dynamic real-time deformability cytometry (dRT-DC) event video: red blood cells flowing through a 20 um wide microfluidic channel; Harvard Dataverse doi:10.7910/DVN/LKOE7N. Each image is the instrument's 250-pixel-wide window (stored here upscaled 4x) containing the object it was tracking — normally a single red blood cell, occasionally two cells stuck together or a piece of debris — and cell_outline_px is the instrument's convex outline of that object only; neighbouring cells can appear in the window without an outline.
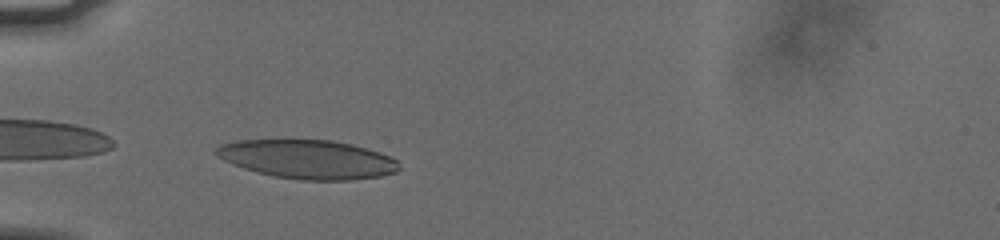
{"species": "human", "species_latin": "Homo sapiens", "temperature_condition": "cold", "stored_images_in_passage": 30, "camera_frame_rate_fps": 3000, "um_per_image_px": 0.085, "donor": {"sex": "male"}, "frame": {"image": 1, "passage_image": 1, "time_ms": 0.0, "image_size_px": [1000, 240], "cell_outline_px": [[400, 168], [396, 172], [380, 176], [352, 180], [300, 180], [276, 176], [244, 168], [232, 164], [216, 156], [212, 152], [220, 144], [236, 140], [288, 136], [332, 140], [352, 144], [380, 152], [396, 160]], "centroid_in_image_um": [26.08, 13.48], "position_along_channel_um": 58.9, "area_um2": 42.71}}
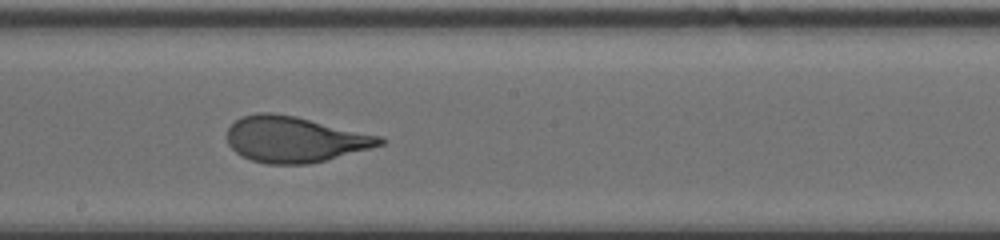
{"frame": {"image": 2, "passage_image": 15, "time_ms": 4.667, "image_size_px": [1000, 240], "cell_outline_px": [[384, 144], [328, 160], [308, 164], [268, 164], [252, 160], [236, 152], [228, 144], [228, 128], [236, 120], [244, 116], [256, 112], [272, 112], [296, 116], [380, 136], [384, 140]], "centroid_in_image_um": [25.04, 11.84], "position_along_channel_um": 223.2, "area_um2": 40.58}}
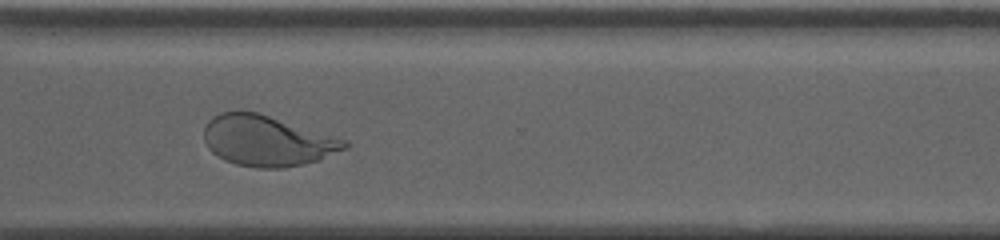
{"frame": {"image": 3, "passage_image": 25, "time_ms": 8.0, "image_size_px": [1000, 240], "cell_outline_px": [[352, 144], [348, 148], [320, 160], [304, 164], [280, 168], [256, 168], [236, 164], [224, 160], [212, 152], [208, 148], [204, 140], [204, 128], [208, 120], [220, 112], [260, 112], [348, 140]], "centroid_in_image_um": [22.75, 11.97], "position_along_channel_um": 347.8, "area_um2": 41.85}, "authors_computed_cell_mechanics": {"area_um2": 40.7779, "velocity_mm_per_s": 3.7553, "shape_relaxation_time_tau1_ms": 4.5403, "shape_relaxation_time_tau2_ms": null, "deformation_change_tau1": 0.1953, "deformation_change_tau2": null}}